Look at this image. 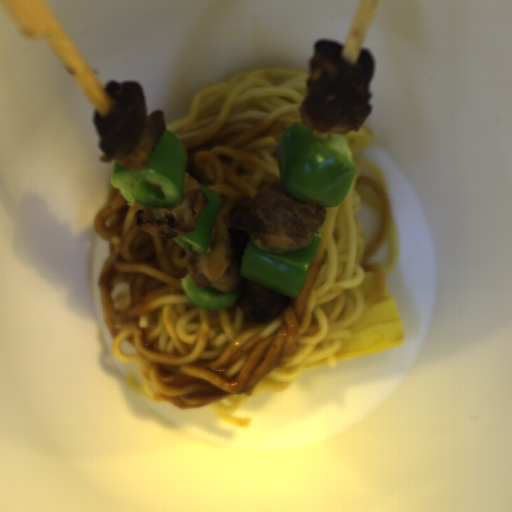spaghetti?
<instances>
[{
  "label": "spaghetti",
  "instance_id": "c7327b10",
  "mask_svg": "<svg viewBox=\"0 0 512 512\" xmlns=\"http://www.w3.org/2000/svg\"><path fill=\"white\" fill-rule=\"evenodd\" d=\"M347 136L355 176L343 201L322 206L323 224L314 234L321 243L305 281L290 306L269 321H251L238 302L221 311L200 309L188 299L180 280L189 273L188 252L177 242L147 234L136 224L141 204L128 206L111 185L93 218L108 256L98 274L103 322L117 361L136 363L125 381L142 398L178 409L210 406L224 421L249 426L233 415L262 391L287 390L307 365L327 359L349 339V328L379 301L385 281L398 263L396 226L384 175L362 158L374 139L370 131ZM372 208L376 224L363 235L357 213ZM387 244L382 266L368 257ZM377 283L364 301L357 288L364 271Z\"/></svg>",
  "mask_w": 512,
  "mask_h": 512
},
{
  "label": "spaghetti",
  "instance_id": "8bdb9b5d",
  "mask_svg": "<svg viewBox=\"0 0 512 512\" xmlns=\"http://www.w3.org/2000/svg\"><path fill=\"white\" fill-rule=\"evenodd\" d=\"M309 72L258 68L203 87L185 116L165 125L186 149L187 172L221 196L217 216L231 238L241 270L250 234L234 230L230 213L237 202L254 199L282 179L278 148L284 132L301 122Z\"/></svg>",
  "mask_w": 512,
  "mask_h": 512
}]
</instances>
